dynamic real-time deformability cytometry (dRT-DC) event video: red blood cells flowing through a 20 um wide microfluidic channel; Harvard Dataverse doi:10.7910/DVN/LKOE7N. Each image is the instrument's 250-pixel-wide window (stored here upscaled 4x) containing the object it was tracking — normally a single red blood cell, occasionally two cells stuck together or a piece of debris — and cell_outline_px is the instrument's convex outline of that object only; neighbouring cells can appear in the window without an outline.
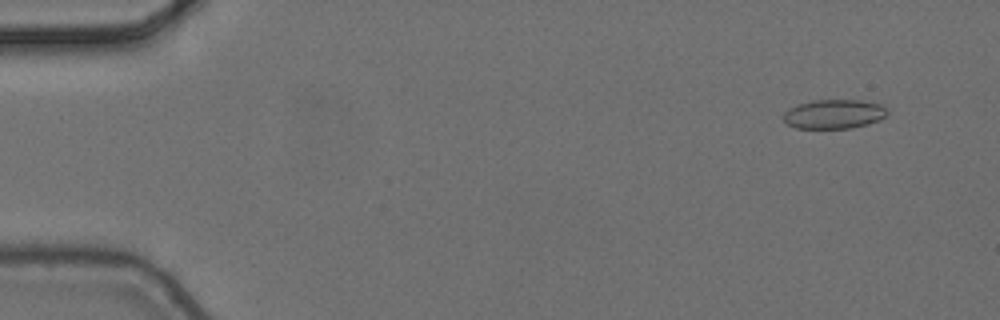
{"species": "common noctule bat (a hibernating species)", "species_latin": "Nyctalus noctula", "temperature_condition": "cold", "stored_images_in_passage": 5, "camera_frame_rate_fps": 3000, "um_per_image_px": 0.085, "animal": {"sex": "female", "body_mass_g": 24.6, "forearm_length_mm": 56.2}, "frame": {"image": 1, "passage_image": 2, "time_ms": 0.333, "image_size_px": [1000, 320], "cell_outline_px": [[888, 112], [880, 120], [868, 124], [848, 128], [796, 128], [788, 124], [784, 120], [784, 112], [788, 108], [796, 104], [812, 100], [860, 100], [880, 104]], "centroid_in_image_um": [70.86, 9.69], "position_along_channel_um": 14.1, "area_um2": 17.63}}
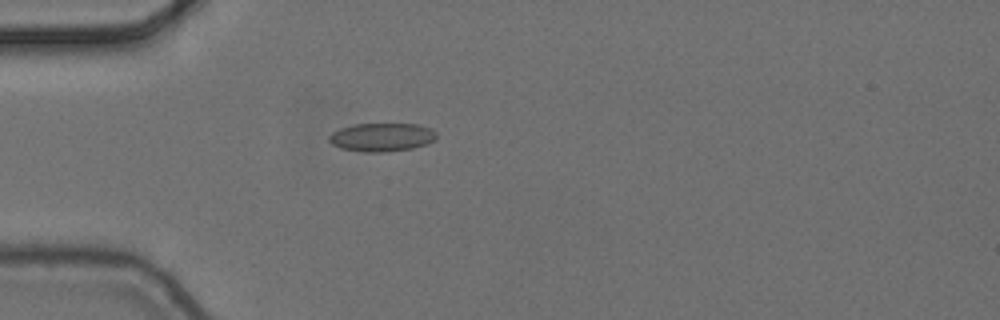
{"frame": {"image": 2, "passage_image": 5, "time_ms": 1.333, "image_size_px": [1000, 320], "cell_outline_px": [[436, 140], [428, 144], [412, 148], [388, 152], [364, 152], [340, 148], [332, 144], [328, 140], [328, 136], [332, 132], [340, 128], [356, 124], [416, 124], [432, 128], [436, 132]], "centroid_in_image_um": [32.47, 11.66], "position_along_channel_um": 52.5, "area_um2": 17.98}}